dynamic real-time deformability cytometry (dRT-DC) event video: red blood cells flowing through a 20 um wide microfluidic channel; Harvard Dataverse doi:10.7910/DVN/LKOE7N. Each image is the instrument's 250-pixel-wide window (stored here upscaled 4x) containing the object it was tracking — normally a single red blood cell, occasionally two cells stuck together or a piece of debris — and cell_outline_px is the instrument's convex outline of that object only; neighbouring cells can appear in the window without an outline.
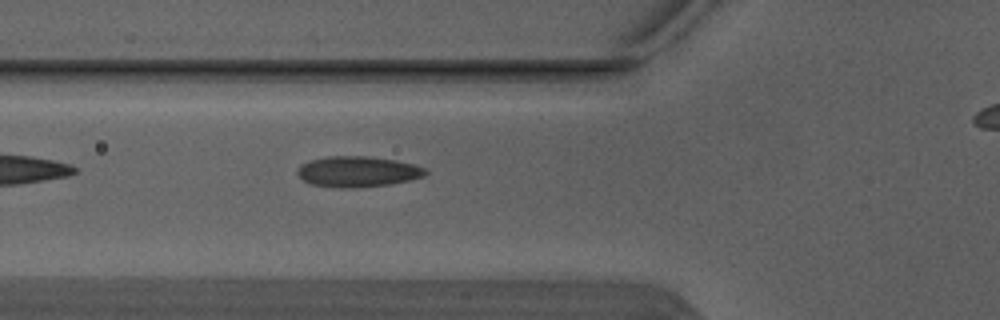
{"species": "Egyptian fruit bat (a non-hibernating species)", "species_latin": "Rousettus aegyptiacus", "temperature_condition": "warm", "stored_images_in_passage": 5, "camera_frame_rate_fps": 3000, "um_per_image_px": 0.085, "animal": {"sex": "male"}, "frame": {"image": 1, "passage_image": 4, "time_ms": 1.0, "image_size_px": [1000, 320], "cell_outline_px": [[428, 172], [424, 176], [392, 184], [356, 188], [336, 188], [308, 184], [296, 172], [300, 164], [308, 160], [324, 156], [372, 156], [396, 160], [416, 164], [428, 168]], "centroid_in_image_um": [30.4, 14.58], "position_along_channel_um": 95.4, "area_um2": 23.47}}